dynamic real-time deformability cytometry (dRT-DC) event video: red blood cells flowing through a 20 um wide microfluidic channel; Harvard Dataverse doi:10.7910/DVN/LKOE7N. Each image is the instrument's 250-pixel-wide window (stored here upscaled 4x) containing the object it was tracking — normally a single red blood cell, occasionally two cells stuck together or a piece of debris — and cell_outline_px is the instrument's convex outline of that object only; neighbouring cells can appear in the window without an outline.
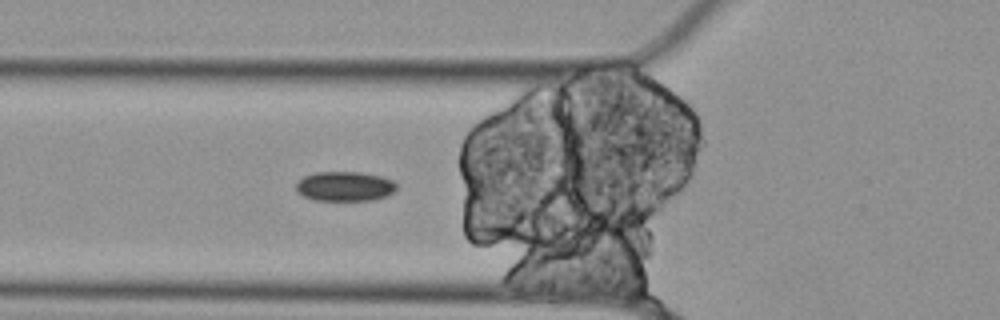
{"species": "Egyptian fruit bat (a non-hibernating species)", "species_latin": "Rousettus aegyptiacus", "temperature_condition": "cold", "stored_images_in_passage": 28, "camera_frame_rate_fps": 3000, "um_per_image_px": 0.085, "animal": {"sex": "female"}, "frame": {"image": 1, "passage_image": 3, "time_ms": 0.667, "image_size_px": [1000, 320], "cell_outline_px": [[396, 192], [388, 196], [372, 200], [312, 200], [296, 192], [296, 184], [304, 176], [316, 172], [360, 172], [380, 176], [392, 180], [396, 184]], "centroid_in_image_um": [29.32, 15.84], "position_along_channel_um": 96.5, "area_um2": 17.46}}
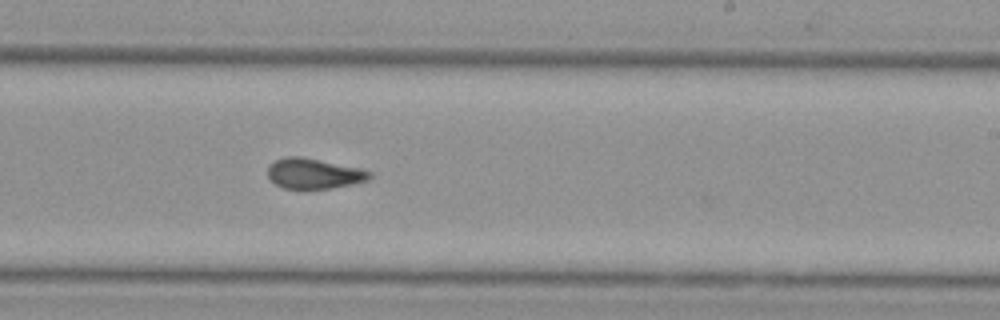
{"frame": {"image": 2, "passage_image": 17, "time_ms": 5.333, "image_size_px": [1000, 320], "cell_outline_px": [[372, 176], [368, 180], [352, 184], [332, 188], [304, 192], [284, 188], [276, 184], [268, 176], [268, 168], [276, 160], [284, 156], [300, 156], [360, 168], [372, 172]], "centroid_in_image_um": [26.68, 14.79], "position_along_channel_um": 262.3, "area_um2": 18.5}}
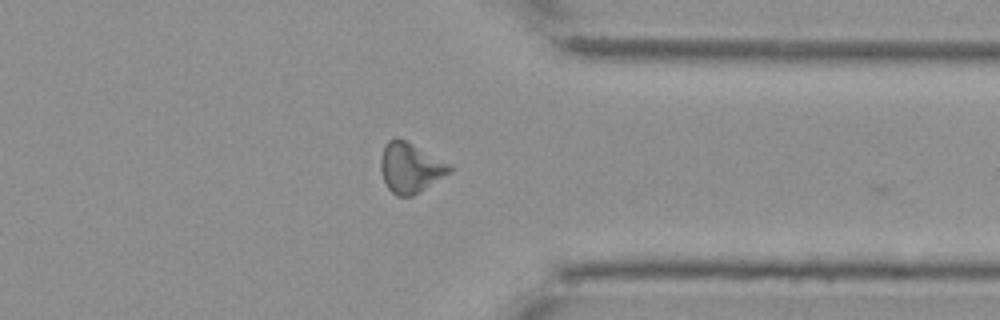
{"frame": {"image": 3, "passage_image": 27, "time_ms": 8.667, "image_size_px": [1000, 320], "cell_outline_px": [[452, 172], [420, 192], [412, 196], [396, 196], [388, 188], [384, 180], [380, 168], [380, 160], [384, 148], [388, 140], [396, 136], [400, 136], [452, 164]], "centroid_in_image_um": [34.91, 14.23], "position_along_channel_um": 376.5, "area_um2": 20.52}}